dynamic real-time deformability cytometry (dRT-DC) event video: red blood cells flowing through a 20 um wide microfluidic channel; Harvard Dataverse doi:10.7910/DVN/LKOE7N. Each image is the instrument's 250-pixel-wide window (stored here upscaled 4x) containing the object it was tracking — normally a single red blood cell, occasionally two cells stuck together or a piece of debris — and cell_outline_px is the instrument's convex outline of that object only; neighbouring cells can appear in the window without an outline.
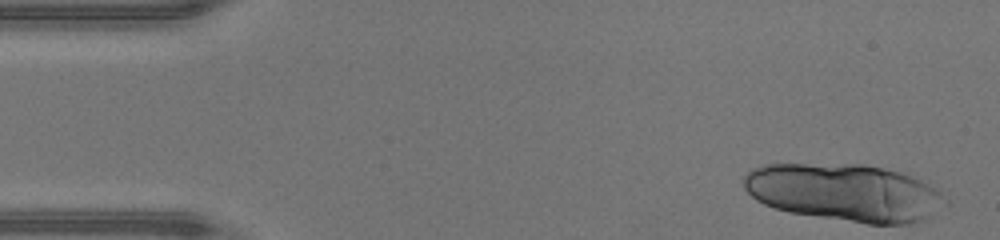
{"species": "human", "species_latin": "Homo sapiens", "temperature_condition": "warm", "stored_images_in_passage": 33, "camera_frame_rate_fps": 3000, "um_per_image_px": 0.085, "donor": {"sex": "male"}, "frame": {"image": 1, "passage_image": 1, "time_ms": 0.0, "image_size_px": [1000, 240], "cell_outline_px": [[940, 196], [924, 220], [908, 224], [868, 224], [788, 212], [764, 204], [756, 200], [744, 188], [744, 176], [752, 168], [764, 164], [864, 164], [884, 168], [900, 172], [912, 176], [936, 188], [940, 192]], "centroid_in_image_um": [71.65, 16.34], "position_along_channel_um": 13.3, "area_um2": 66.41}}
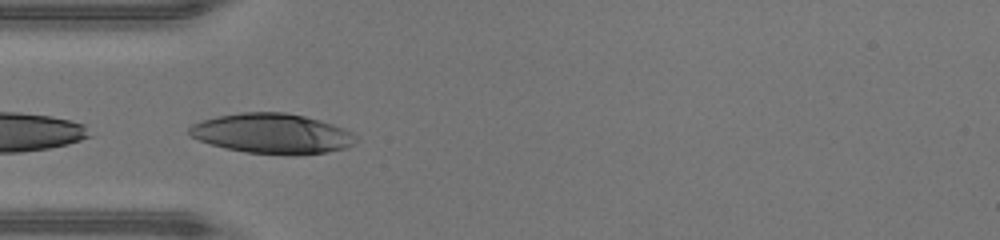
{"frame": {"image": 2, "passage_image": 13, "time_ms": 4.0, "image_size_px": [1000, 240], "cell_outline_px": [[360, 140], [348, 148], [324, 152], [296, 156], [292, 156], [244, 152], [212, 144], [200, 140], [192, 136], [188, 132], [188, 128], [192, 124], [216, 116], [240, 112], [284, 112], [304, 116], [320, 120], [344, 128], [352, 132]], "centroid_in_image_um": [23.19, 11.36], "position_along_channel_um": 61.8, "area_um2": 39.13}}